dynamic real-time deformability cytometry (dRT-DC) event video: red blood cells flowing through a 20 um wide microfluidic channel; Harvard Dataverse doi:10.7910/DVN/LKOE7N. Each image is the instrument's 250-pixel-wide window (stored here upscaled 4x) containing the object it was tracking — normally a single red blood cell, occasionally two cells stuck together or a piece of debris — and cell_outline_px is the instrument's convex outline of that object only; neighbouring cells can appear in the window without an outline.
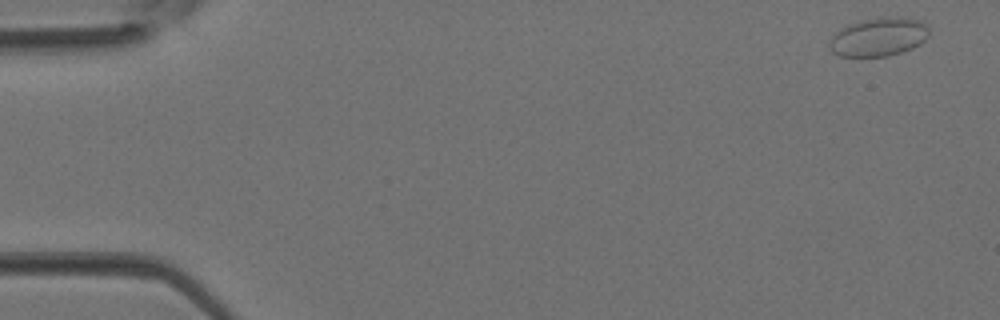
{"species": "Egyptian fruit bat (a non-hibernating species)", "species_latin": "Rousettus aegyptiacus", "temperature_condition": "room temperature", "stored_images_in_passage": 3, "segment_of_instrument_passage": [2, 2], "camera_frame_rate_fps": 3000, "um_per_image_px": 0.085, "animal": {"sex": "female"}, "frame": {"image": 1, "passage_image": 3, "time_ms": 0.667, "image_size_px": [1000, 320], "cell_outline_px": [[928, 36], [920, 44], [912, 48], [888, 56], [840, 56], [832, 52], [828, 48], [828, 44], [832, 36], [840, 28], [848, 24], [860, 20], [888, 16], [908, 16], [924, 20], [928, 24]], "centroid_in_image_um": [74.71, 3.1], "position_along_channel_um": 10.3, "area_um2": 22.89}}